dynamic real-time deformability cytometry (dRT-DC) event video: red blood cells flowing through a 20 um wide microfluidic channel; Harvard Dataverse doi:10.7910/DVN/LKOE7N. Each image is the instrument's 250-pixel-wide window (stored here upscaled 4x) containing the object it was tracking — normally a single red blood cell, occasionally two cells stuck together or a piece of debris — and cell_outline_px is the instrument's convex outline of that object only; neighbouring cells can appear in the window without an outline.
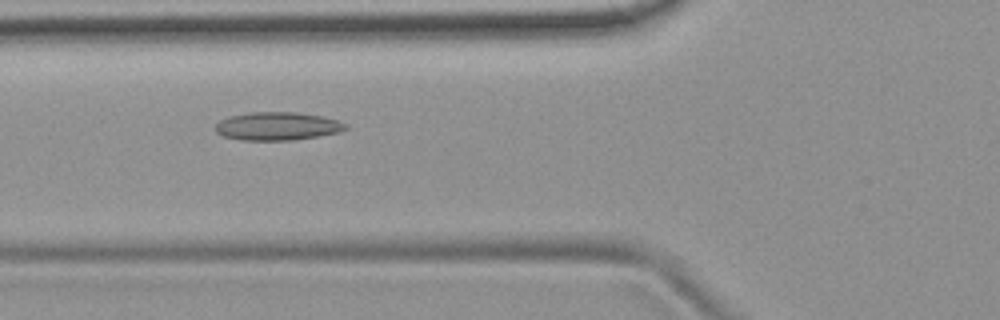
{"species": "common noctule bat (a hibernating species)", "species_latin": "Nyctalus noctula", "temperature_condition": "room temperature", "stored_images_in_passage": 48, "camera_frame_rate_fps": 3000, "um_per_image_px": 0.085, "animal": {"sex": "female", "body_mass_g": 19.9}, "frame": {"image": 1, "passage_image": 15, "time_ms": 4.667, "image_size_px": [1000, 320], "cell_outline_px": [[348, 128], [340, 132], [292, 140], [240, 140], [224, 136], [216, 132], [216, 124], [220, 120], [228, 116], [248, 112], [296, 112], [324, 116], [348, 124]], "centroid_in_image_um": [23.58, 10.71], "position_along_channel_um": 102.2, "area_um2": 21.44}}
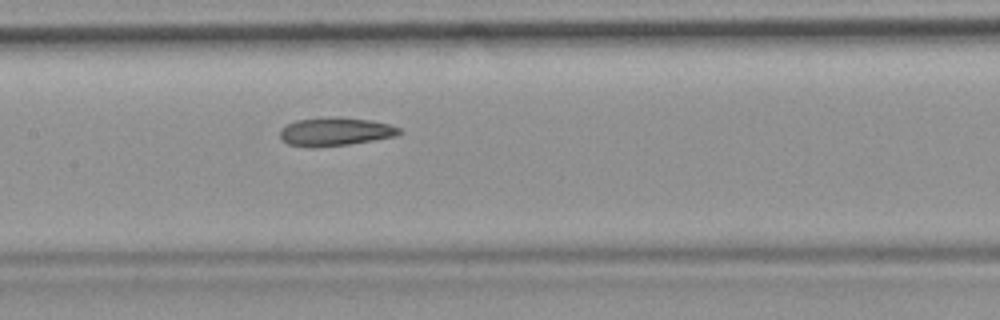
{"frame": {"image": 2, "passage_image": 21, "time_ms": 6.667, "image_size_px": [1000, 320], "cell_outline_px": [[404, 132], [396, 136], [348, 144], [316, 148], [308, 148], [288, 144], [280, 136], [280, 128], [296, 120], [324, 116], [332, 116], [372, 120], [388, 124], [400, 128]], "centroid_in_image_um": [28.48, 11.18], "position_along_channel_um": 178.9, "area_um2": 20.0}}
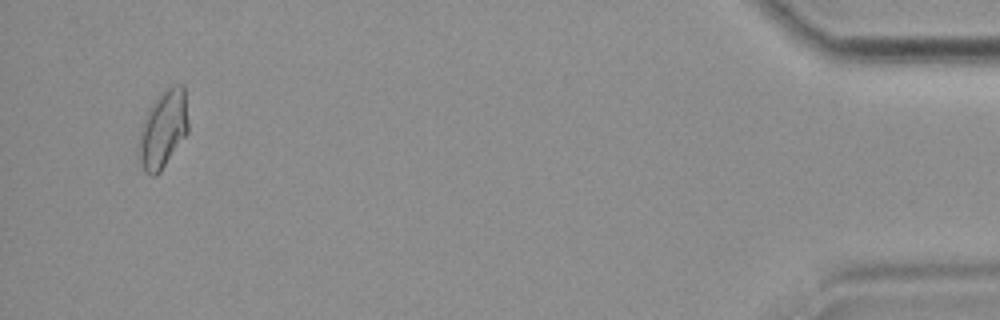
{"frame": {"image": 3, "passage_image": 46, "time_ms": 15.0, "image_size_px": [1000, 320], "cell_outline_px": [[188, 132], [160, 172], [156, 176], [152, 176], [144, 172], [136, 156], [136, 148], [144, 116], [148, 108], [160, 92], [172, 84], [184, 84], [188, 120]], "centroid_in_image_um": [13.83, 10.99], "position_along_channel_um": 421.4, "area_um2": 23.0}, "authors_computed_cell_mechanics": {"area_um2": 20.3745, "velocity_mm_per_s": 3.8348, "shape_relaxation_time_tau1_ms": null, "shape_relaxation_time_tau2_ms": 2.8833, "deformation_change_tau1": null, "deformation_change_tau2": 0.0946}}